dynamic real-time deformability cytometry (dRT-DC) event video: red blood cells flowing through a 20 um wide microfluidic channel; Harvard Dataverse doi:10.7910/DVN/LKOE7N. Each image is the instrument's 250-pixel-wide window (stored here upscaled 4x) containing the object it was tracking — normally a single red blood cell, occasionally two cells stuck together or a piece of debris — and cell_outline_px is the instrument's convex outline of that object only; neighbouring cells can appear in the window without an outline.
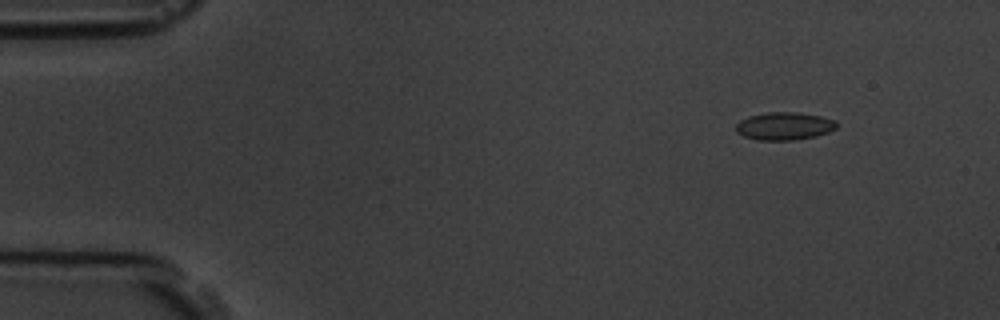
{"species": "common noctule bat (a hibernating species)", "species_latin": "Nyctalus noctula", "temperature_condition": "room temperature", "stored_images_in_passage": 5, "camera_frame_rate_fps": 3000, "um_per_image_px": 0.085, "animal": {"sex": "male", "body_mass_g": 19.5, "forearm_length_mm": 54.6}, "frame": {"image": 1, "passage_image": 2, "time_ms": 1.0, "image_size_px": [1000, 320], "cell_outline_px": [[836, 128], [828, 132], [816, 136], [796, 140], [756, 140], [744, 136], [736, 132], [736, 124], [740, 120], [748, 116], [768, 112], [796, 112], [820, 116], [836, 120]], "centroid_in_image_um": [66.65, 10.72], "position_along_channel_um": 18.4, "area_um2": 16.36}}
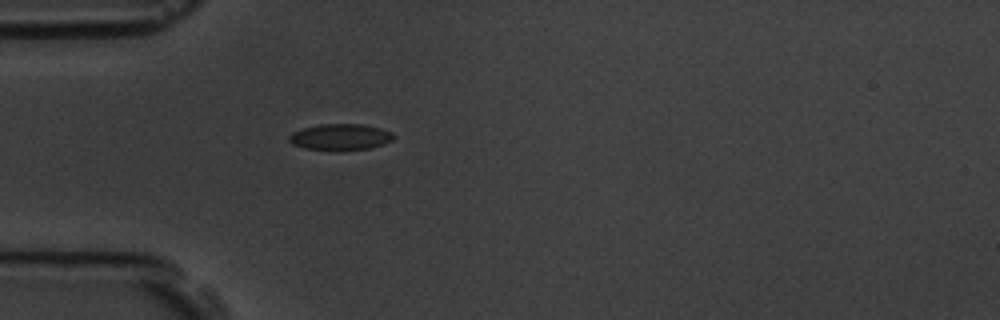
{"frame": {"image": 2, "passage_image": 5, "time_ms": 4.333, "image_size_px": [1000, 320], "cell_outline_px": [[396, 136], [392, 140], [384, 144], [372, 148], [340, 152], [304, 148], [292, 144], [288, 140], [288, 136], [292, 132], [304, 128], [320, 124], [360, 124], [380, 128], [392, 132]], "centroid_in_image_um": [28.94, 11.67], "position_along_channel_um": 56.1, "area_um2": 16.42}}